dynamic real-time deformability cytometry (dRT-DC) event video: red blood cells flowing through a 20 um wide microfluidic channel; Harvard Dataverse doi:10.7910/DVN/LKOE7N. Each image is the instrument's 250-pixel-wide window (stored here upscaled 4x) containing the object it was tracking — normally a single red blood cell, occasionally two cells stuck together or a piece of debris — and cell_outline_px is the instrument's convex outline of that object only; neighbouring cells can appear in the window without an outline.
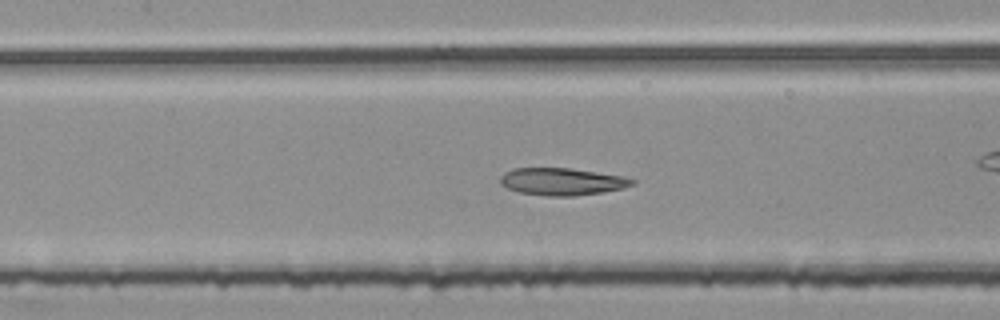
{"species": "common noctule bat (a hibernating species)", "species_latin": "Nyctalus noctula", "temperature_condition": "room temperature", "stored_images_in_passage": 54, "segment_of_instrument_passage": [2, 2], "camera_frame_rate_fps": 3000, "um_per_image_px": 0.085, "animal": {"sex": "female", "body_mass_g": 25.1}, "frame": {"image": 1, "passage_image": 25, "time_ms": 8.0, "image_size_px": [1000, 320], "cell_outline_px": [[636, 184], [624, 188], [604, 192], [572, 196], [548, 196], [520, 192], [508, 188], [500, 184], [500, 176], [504, 172], [512, 168], [572, 168], [620, 176], [636, 180]], "centroid_in_image_um": [47.77, 15.43], "position_along_channel_um": 159.6, "area_um2": 20.98}}
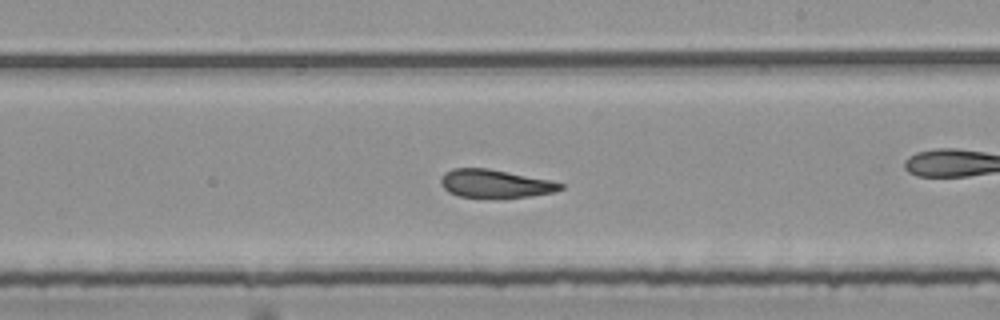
{"frame": {"image": 2, "passage_image": 32, "time_ms": 10.333, "image_size_px": [1000, 320], "cell_outline_px": [[564, 188], [556, 192], [528, 196], [460, 196], [448, 192], [440, 184], [440, 180], [444, 172], [452, 168], [488, 168], [552, 180], [564, 184]], "centroid_in_image_um": [42.1, 15.58], "position_along_channel_um": 246.9, "area_um2": 19.36}}
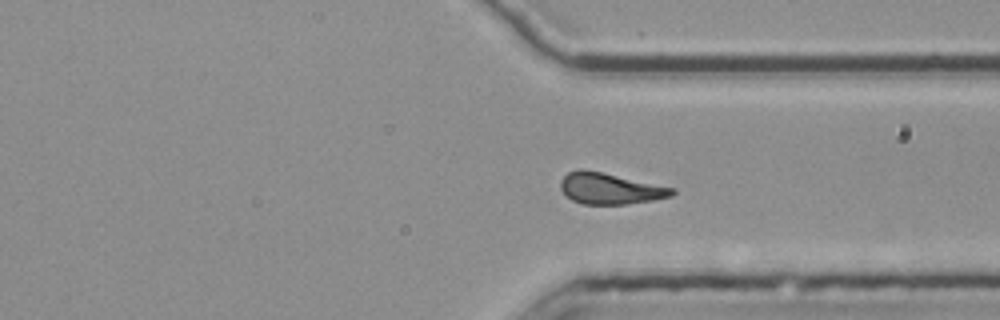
{"frame": {"image": 3, "passage_image": 41, "time_ms": 13.333, "image_size_px": [1000, 320], "cell_outline_px": [[676, 192], [672, 196], [652, 200], [624, 204], [584, 204], [572, 200], [560, 188], [560, 180], [568, 172], [580, 168], [584, 168], [676, 188]], "centroid_in_image_um": [51.86, 16.01], "position_along_channel_um": 359.5, "area_um2": 20.29}}